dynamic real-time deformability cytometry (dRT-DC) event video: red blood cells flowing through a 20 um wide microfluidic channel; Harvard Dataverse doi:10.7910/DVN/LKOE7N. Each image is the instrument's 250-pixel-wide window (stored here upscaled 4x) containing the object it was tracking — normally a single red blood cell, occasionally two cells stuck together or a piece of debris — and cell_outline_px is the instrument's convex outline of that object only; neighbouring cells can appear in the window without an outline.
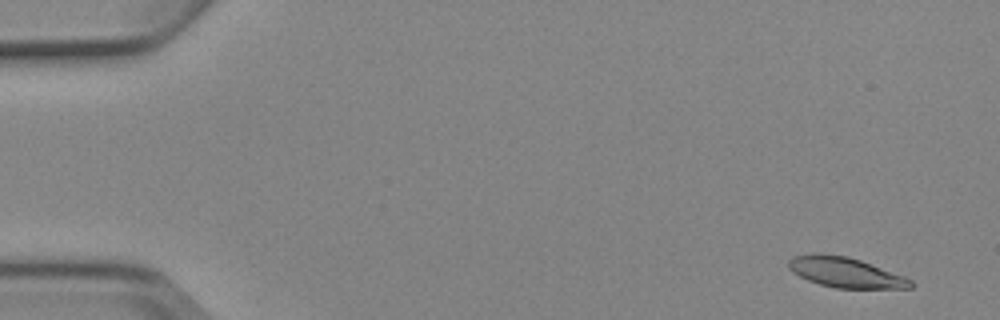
{"species": "Egyptian fruit bat (a non-hibernating species)", "species_latin": "Rousettus aegyptiacus", "temperature_condition": "cold", "stored_images_in_passage": 9, "camera_frame_rate_fps": 3000, "um_per_image_px": 0.085, "animal": {"sex": "female"}, "frame": {"image": 1, "passage_image": 1, "time_ms": 0.0, "image_size_px": [1000, 320], "cell_outline_px": [[916, 284], [912, 288], [836, 288], [820, 284], [808, 280], [792, 272], [788, 268], [788, 260], [792, 256], [812, 252], [820, 252], [848, 256], [860, 260], [904, 276], [912, 280]], "centroid_in_image_um": [71.83, 23.13], "position_along_channel_um": 13.2, "area_um2": 21.73}}
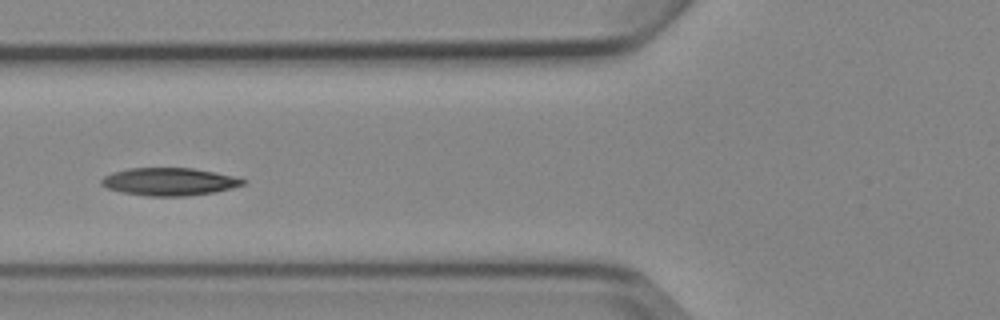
{"frame": {"image": 2, "passage_image": 6, "time_ms": 6.0, "image_size_px": [1000, 320], "cell_outline_px": [[248, 180], [244, 184], [232, 188], [212, 192], [184, 196], [148, 196], [120, 192], [108, 188], [100, 184], [100, 180], [104, 176], [112, 172], [128, 168], [192, 168], [216, 172]], "centroid_in_image_um": [14.36, 15.43], "position_along_channel_um": 111.4, "area_um2": 22.83}}
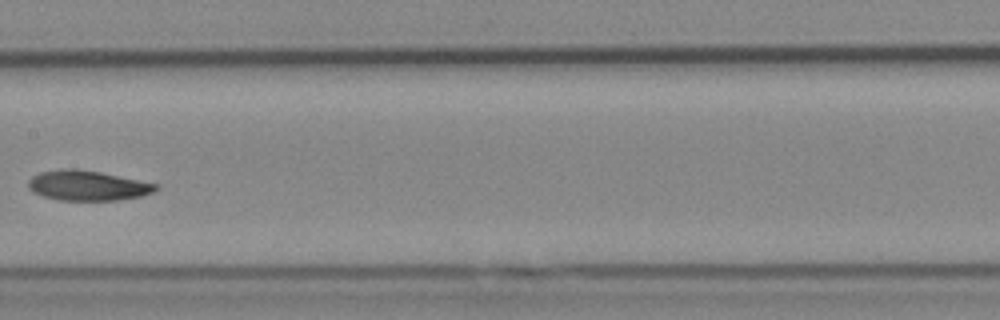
{"frame": {"image": 3, "passage_image": 8, "time_ms": 8.333, "image_size_px": [1000, 320], "cell_outline_px": [[160, 188], [152, 192], [140, 196], [116, 200], [60, 200], [44, 196], [32, 192], [28, 188], [28, 180], [32, 176], [40, 172], [64, 168], [76, 168], [100, 172], [160, 184]], "centroid_in_image_um": [7.44, 15.76], "position_along_channel_um": 200.0, "area_um2": 22.37}}